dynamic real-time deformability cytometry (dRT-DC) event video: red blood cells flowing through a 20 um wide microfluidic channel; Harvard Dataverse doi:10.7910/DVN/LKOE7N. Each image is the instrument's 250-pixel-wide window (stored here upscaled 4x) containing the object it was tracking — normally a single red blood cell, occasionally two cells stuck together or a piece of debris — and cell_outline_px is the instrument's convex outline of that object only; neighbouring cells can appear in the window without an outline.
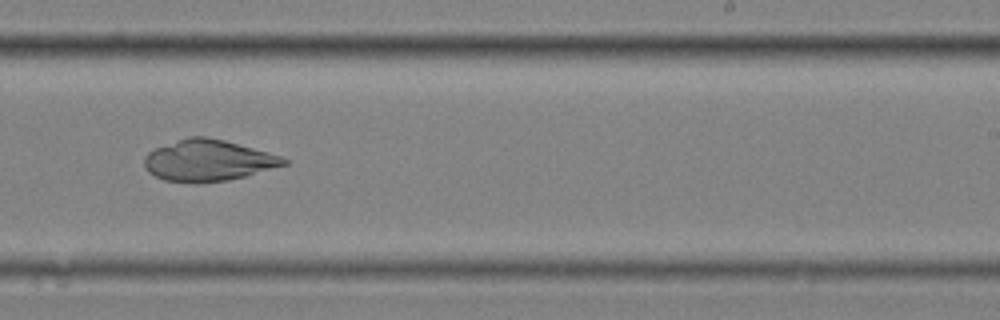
{"species": "common noctule bat (a hibernating species)", "species_latin": "Nyctalus noctula", "temperature_condition": "cold", "stored_images_in_passage": 16, "camera_frame_rate_fps": 3000, "um_per_image_px": 0.085, "animal": {"sex": "female", "body_mass_g": 25.1}, "frame": {"image": 1, "passage_image": 10, "time_ms": 3.0, "image_size_px": [1000, 320], "cell_outline_px": [[288, 164], [244, 176], [228, 180], [196, 184], [192, 184], [164, 180], [148, 172], [144, 168], [144, 156], [148, 152], [156, 148], [188, 136], [204, 136], [224, 140], [268, 152], [280, 156], [288, 160]], "centroid_in_image_um": [17.65, 13.65], "position_along_channel_um": 271.3, "area_um2": 33.58}}
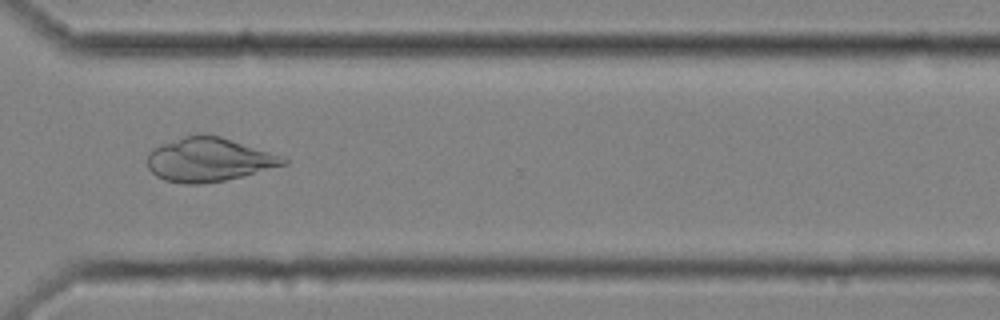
{"frame": {"image": 2, "passage_image": 12, "time_ms": 3.667, "image_size_px": [1000, 320], "cell_outline_px": [[288, 164], [224, 180], [196, 184], [184, 184], [164, 180], [156, 176], [148, 168], [148, 152], [152, 148], [160, 144], [184, 136], [204, 132], [220, 136], [280, 156], [288, 160]], "centroid_in_image_um": [17.68, 13.55], "position_along_channel_um": 352.9, "area_um2": 34.51}}